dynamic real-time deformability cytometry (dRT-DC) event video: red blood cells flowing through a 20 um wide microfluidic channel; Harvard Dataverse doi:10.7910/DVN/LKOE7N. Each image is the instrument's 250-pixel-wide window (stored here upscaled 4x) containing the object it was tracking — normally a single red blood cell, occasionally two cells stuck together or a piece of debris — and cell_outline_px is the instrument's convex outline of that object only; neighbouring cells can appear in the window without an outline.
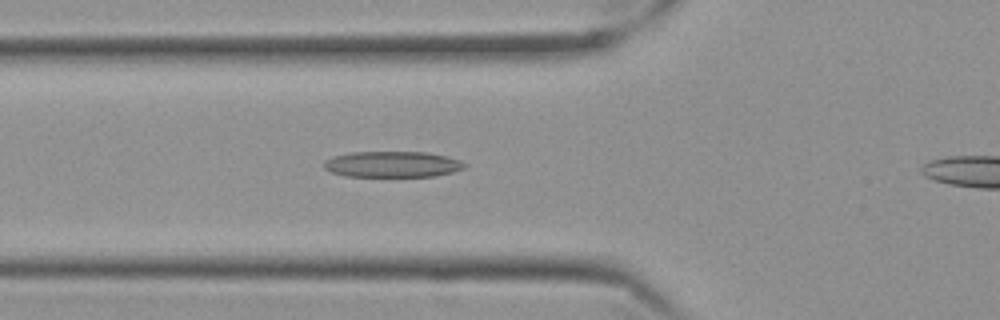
{"species": "Egyptian fruit bat (a non-hibernating species)", "species_latin": "Rousettus aegyptiacus", "temperature_condition": "cold", "stored_images_in_passage": 45, "camera_frame_rate_fps": 3000, "um_per_image_px": 0.085, "frame": {"image": 1, "passage_image": 15, "time_ms": 4.667, "image_size_px": [1000, 320], "cell_outline_px": [[468, 164], [464, 168], [452, 172], [436, 176], [344, 176], [332, 172], [324, 168], [324, 160], [332, 156], [352, 152], [428, 152], [448, 156], [460, 160]], "centroid_in_image_um": [33.37, 13.96], "position_along_channel_um": 92.4, "area_um2": 21.39}}
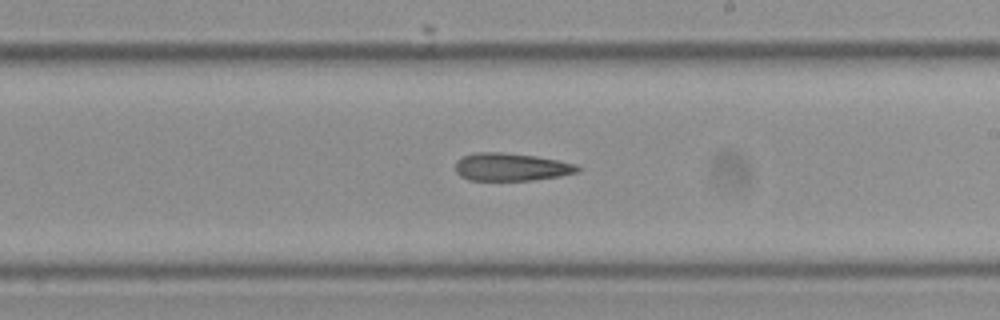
{"frame": {"image": 2, "passage_image": 28, "time_ms": 9.0, "image_size_px": [1000, 320], "cell_outline_px": [[580, 172], [560, 176], [532, 180], [468, 180], [460, 176], [456, 172], [456, 160], [464, 156], [476, 152], [504, 152], [536, 156], [576, 164], [580, 168]], "centroid_in_image_um": [43.44, 14.19], "position_along_channel_um": 245.6, "area_um2": 19.83}}
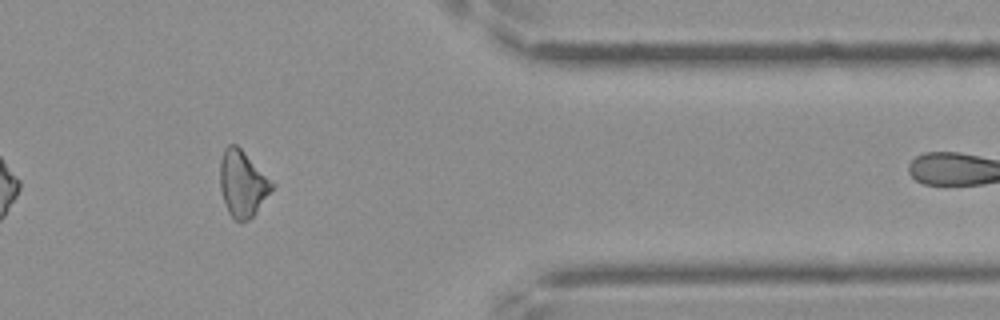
{"frame": {"image": 3, "passage_image": 42, "time_ms": 13.667, "image_size_px": [1000, 320], "cell_outline_px": [[276, 184], [256, 212], [248, 220], [236, 220], [228, 212], [224, 204], [220, 188], [220, 160], [224, 148], [228, 144], [236, 144]], "centroid_in_image_um": [20.61, 15.59], "position_along_channel_um": 390.8, "area_um2": 19.94}, "authors_computed_cell_mechanics": {"area_um2": 20.7502, "velocity_mm_per_s": 3.517, "shape_relaxation_time_tau1_ms": 9.6662, "shape_relaxation_time_tau2_ms": null, "deformation_change_tau1": 0.2015, "deformation_change_tau2": null}}